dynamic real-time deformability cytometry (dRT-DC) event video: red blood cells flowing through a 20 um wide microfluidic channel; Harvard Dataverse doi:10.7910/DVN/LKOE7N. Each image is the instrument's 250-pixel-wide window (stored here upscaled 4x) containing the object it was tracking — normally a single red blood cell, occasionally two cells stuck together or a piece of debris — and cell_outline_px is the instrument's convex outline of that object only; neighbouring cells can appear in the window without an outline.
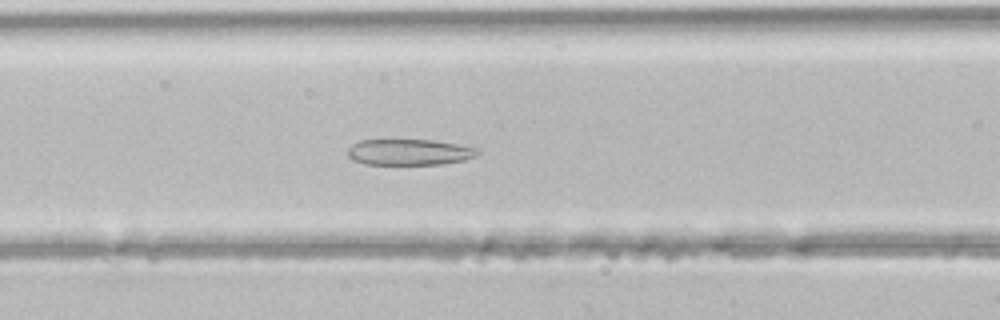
{"species": "common noctule bat (a hibernating species)", "species_latin": "Nyctalus noctula", "temperature_condition": "room temperature", "stored_images_in_passage": 47, "camera_frame_rate_fps": 3000, "um_per_image_px": 0.085, "animal": {"sex": "male", "body_mass_g": 21.5, "forearm_length_mm": 52.0}, "frame": {"image": 1, "passage_image": 19, "time_ms": 6.0, "image_size_px": [1000, 320], "cell_outline_px": [[480, 152], [476, 156], [464, 160], [440, 164], [364, 164], [352, 160], [348, 156], [348, 148], [352, 144], [360, 140], [432, 140], [480, 148]], "centroid_in_image_um": [34.79, 12.93], "position_along_channel_um": 131.8, "area_um2": 19.71}}
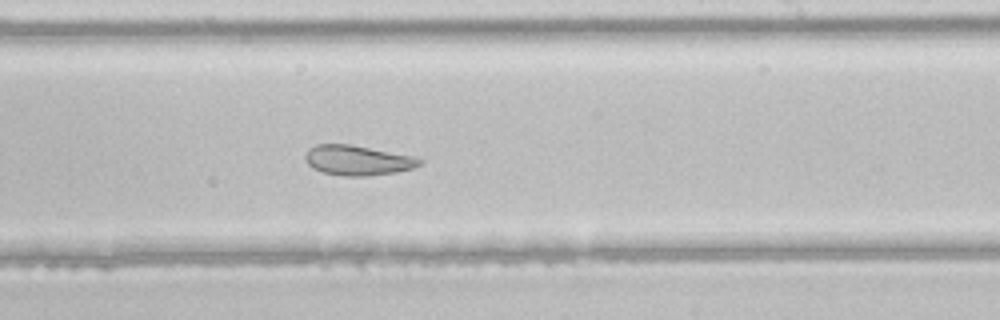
{"frame": {"image": 2, "passage_image": 28, "time_ms": 9.0, "image_size_px": [1000, 320], "cell_outline_px": [[424, 160], [420, 164], [412, 168], [396, 172], [368, 176], [344, 176], [324, 172], [312, 168], [304, 160], [304, 156], [308, 148], [316, 144], [352, 144], [412, 156]], "centroid_in_image_um": [30.36, 13.62], "position_along_channel_um": 258.6, "area_um2": 20.0}}
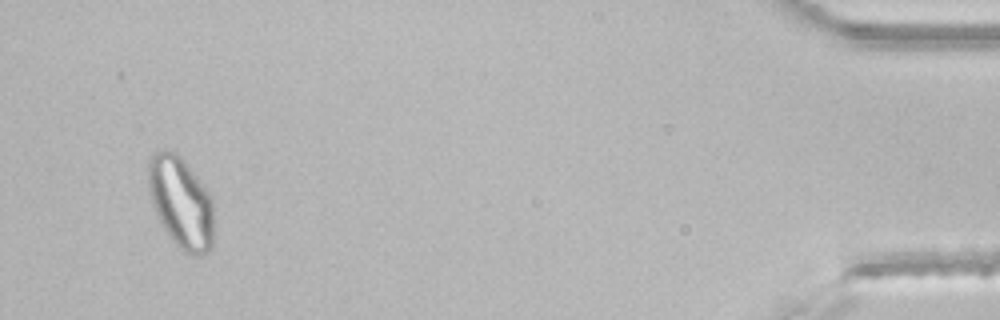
{"frame": {"image": 3, "passage_image": 45, "time_ms": 14.667, "image_size_px": [1000, 320], "cell_outline_px": [[212, 248], [208, 252], [200, 256], [192, 256], [184, 252], [176, 244], [160, 224], [152, 204], [148, 188], [148, 160], [156, 152], [176, 152], [184, 160], [212, 196]], "centroid_in_image_um": [15.38, 17.24], "position_along_channel_um": 419.8, "area_um2": 34.8}}